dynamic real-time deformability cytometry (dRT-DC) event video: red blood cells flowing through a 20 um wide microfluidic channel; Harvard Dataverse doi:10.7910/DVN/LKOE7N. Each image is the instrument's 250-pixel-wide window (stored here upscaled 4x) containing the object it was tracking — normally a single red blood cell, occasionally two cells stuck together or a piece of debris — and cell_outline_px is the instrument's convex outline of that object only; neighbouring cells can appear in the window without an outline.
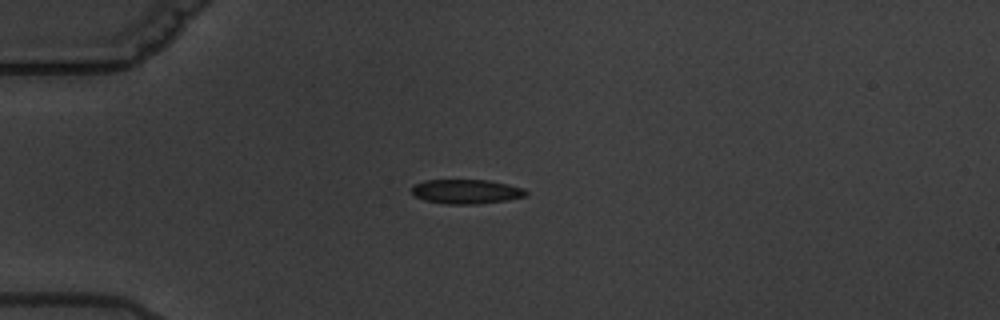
{"species": "common noctule bat (a hibernating species)", "species_latin": "Nyctalus noctula", "temperature_condition": "warm", "stored_images_in_passage": 3, "camera_frame_rate_fps": 3000, "um_per_image_px": 0.085, "animal": {"sex": "male", "body_mass_g": 19.5, "forearm_length_mm": 54.6}, "frame": {"image": 1, "passage_image": 1, "time_ms": 0.0, "image_size_px": [1000, 320], "cell_outline_px": [[528, 196], [508, 200], [476, 204], [444, 204], [424, 200], [416, 196], [412, 192], [412, 188], [416, 184], [424, 180], [488, 180], [508, 184], [524, 188], [528, 192]], "centroid_in_image_um": [39.68, 16.28], "position_along_channel_um": 45.3, "area_um2": 16.3}}